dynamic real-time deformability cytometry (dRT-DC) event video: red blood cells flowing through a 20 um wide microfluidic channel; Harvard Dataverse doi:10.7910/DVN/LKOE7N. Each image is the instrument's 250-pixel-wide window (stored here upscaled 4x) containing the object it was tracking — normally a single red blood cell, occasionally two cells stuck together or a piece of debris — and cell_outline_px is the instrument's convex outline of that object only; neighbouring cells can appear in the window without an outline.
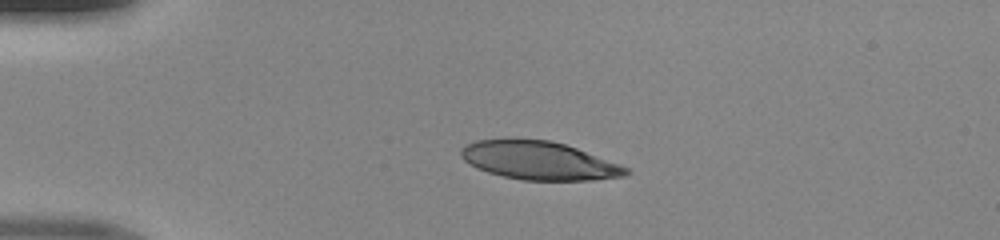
{"species": "human", "species_latin": "Homo sapiens", "temperature_condition": "room temperature", "stored_images_in_passage": 38, "camera_frame_rate_fps": 3000, "um_per_image_px": 0.085, "donor": {"sex": "male"}, "frame": {"image": 1, "passage_image": 1, "time_ms": 0.0, "image_size_px": [1000, 240], "cell_outline_px": [[632, 172], [624, 176], [592, 180], [524, 180], [504, 176], [488, 172], [476, 168], [464, 160], [460, 156], [460, 148], [464, 144], [476, 140], [552, 140], [576, 148], [620, 164], [628, 168]], "centroid_in_image_um": [45.81, 13.66], "position_along_channel_um": 39.2, "area_um2": 36.53}}
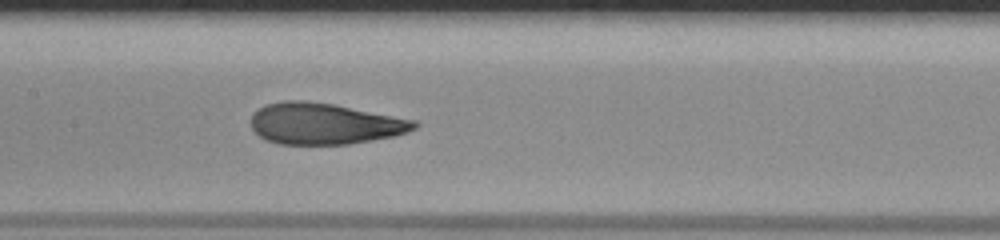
{"frame": {"image": 2, "passage_image": 14, "time_ms": 4.333, "image_size_px": [1000, 240], "cell_outline_px": [[420, 124], [416, 128], [408, 132], [396, 136], [348, 144], [280, 144], [268, 140], [260, 136], [252, 128], [252, 112], [264, 104], [284, 100], [304, 100], [336, 104], [416, 120]], "centroid_in_image_um": [27.61, 10.49], "position_along_channel_um": 179.8, "area_um2": 39.59}}
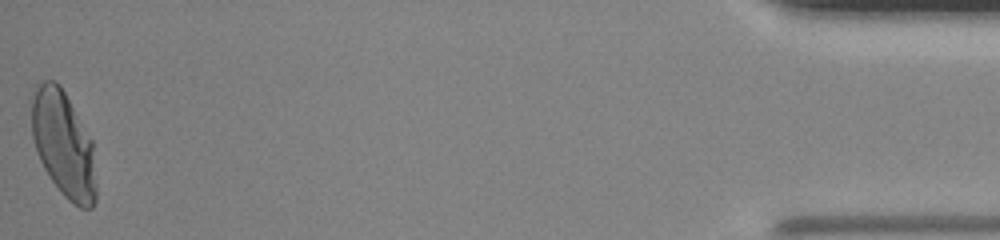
{"frame": {"image": 3, "passage_image": 38, "time_ms": 12.333, "image_size_px": [1000, 240], "cell_outline_px": [[96, 200], [92, 208], [80, 208], [72, 204], [60, 192], [44, 168], [36, 152], [32, 140], [28, 100], [36, 88], [44, 80], [56, 80], [60, 84], [92, 140], [96, 184]], "centroid_in_image_um": [5.35, 12.24], "position_along_channel_um": 429.9, "area_um2": 40.58}}